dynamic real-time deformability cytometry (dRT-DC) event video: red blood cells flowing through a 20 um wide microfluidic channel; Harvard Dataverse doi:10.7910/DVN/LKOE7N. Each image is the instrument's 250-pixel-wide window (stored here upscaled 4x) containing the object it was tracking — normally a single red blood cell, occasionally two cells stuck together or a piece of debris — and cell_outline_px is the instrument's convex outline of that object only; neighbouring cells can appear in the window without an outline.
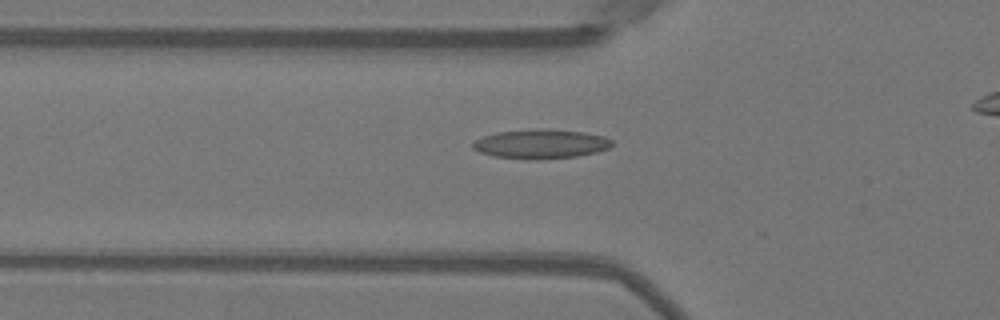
{"species": "Egyptian fruit bat (a non-hibernating species)", "species_latin": "Rousettus aegyptiacus", "temperature_condition": "warm", "stored_images_in_passage": 27, "camera_frame_rate_fps": 3000, "um_per_image_px": 0.085, "animal": {"sex": "female"}, "frame": {"image": 1, "passage_image": 19, "time_ms": 6.0, "image_size_px": [1000, 320], "cell_outline_px": [[612, 144], [608, 148], [596, 152], [576, 156], [536, 160], [496, 156], [480, 152], [472, 148], [472, 144], [476, 140], [484, 136], [496, 132], [540, 128], [548, 128], [584, 132], [604, 136], [612, 140]], "centroid_in_image_um": [45.98, 12.22], "position_along_channel_um": 79.8, "area_um2": 23.7}}
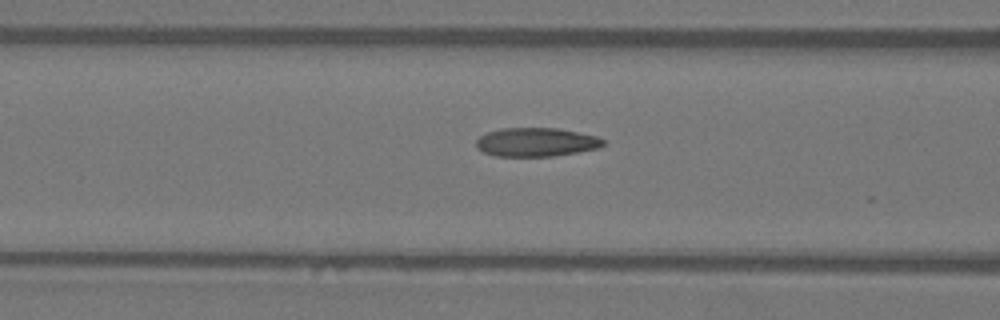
{"frame": {"image": 2, "passage_image": 22, "time_ms": 7.0, "image_size_px": [1000, 320], "cell_outline_px": [[604, 144], [600, 148], [552, 156], [496, 156], [484, 152], [476, 148], [476, 140], [480, 136], [488, 132], [500, 128], [556, 128], [596, 136], [604, 140]], "centroid_in_image_um": [45.55, 12.08], "position_along_channel_um": 121.1, "area_um2": 21.15}}
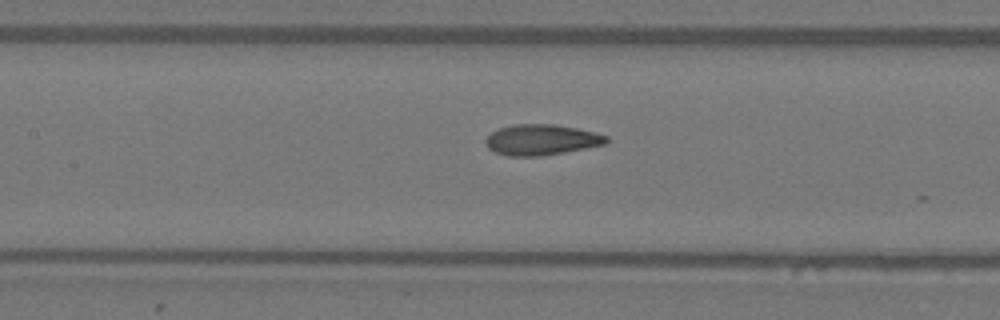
{"frame": {"image": 3, "passage_image": 25, "time_ms": 8.0, "image_size_px": [1000, 320], "cell_outline_px": [[608, 144], [564, 152], [540, 156], [508, 156], [496, 152], [488, 148], [484, 140], [492, 132], [500, 128], [512, 124], [552, 124], [576, 128], [596, 132], [608, 136]], "centroid_in_image_um": [46.04, 11.88], "position_along_channel_um": 161.4, "area_um2": 21.62}}